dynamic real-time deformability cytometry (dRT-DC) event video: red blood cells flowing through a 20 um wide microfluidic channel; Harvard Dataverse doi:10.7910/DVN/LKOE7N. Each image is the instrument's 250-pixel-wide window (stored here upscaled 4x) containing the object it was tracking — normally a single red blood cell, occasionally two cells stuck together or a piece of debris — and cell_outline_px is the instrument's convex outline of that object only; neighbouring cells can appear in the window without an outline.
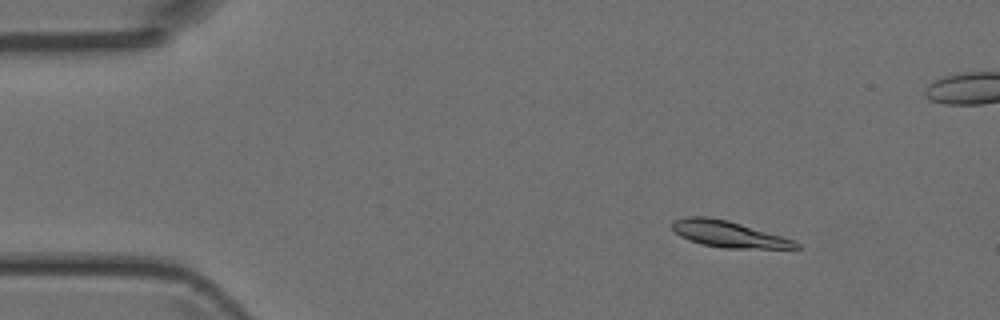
{"species": "Egyptian fruit bat (a non-hibernating species)", "species_latin": "Rousettus aegyptiacus", "temperature_condition": "room temperature", "stored_images_in_passage": 5, "camera_frame_rate_fps": 3000, "um_per_image_px": 0.085, "animal": {"sex": "female"}, "frame": {"image": 1, "passage_image": 3, "time_ms": 2.0, "image_size_px": [1000, 320], "cell_outline_px": [[800, 248], [724, 248], [700, 244], [688, 240], [680, 236], [672, 228], [672, 220], [684, 216], [708, 216], [728, 220], [780, 236], [792, 240], [800, 244]], "centroid_in_image_um": [61.84, 19.88], "position_along_channel_um": 23.2, "area_um2": 18.84}}